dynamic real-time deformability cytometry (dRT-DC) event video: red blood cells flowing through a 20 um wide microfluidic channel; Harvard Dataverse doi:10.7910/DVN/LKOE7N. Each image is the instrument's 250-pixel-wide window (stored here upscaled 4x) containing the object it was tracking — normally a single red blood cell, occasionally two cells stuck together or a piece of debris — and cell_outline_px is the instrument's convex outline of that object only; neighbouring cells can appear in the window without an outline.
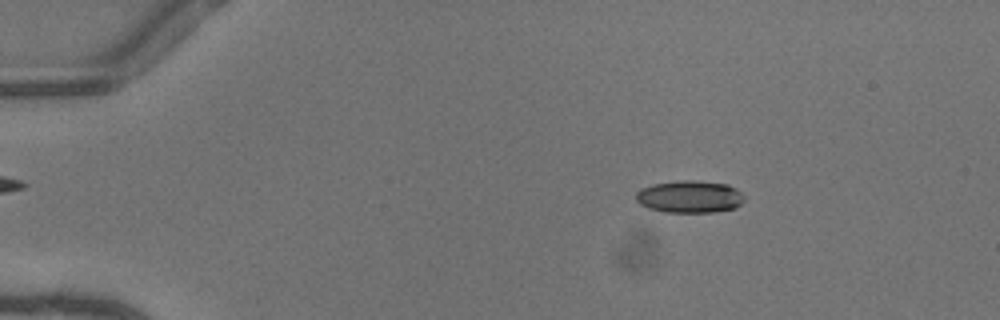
{"species": "common noctule bat (a hibernating species)", "species_latin": "Nyctalus noctula", "temperature_condition": "warm", "stored_images_in_passage": 51, "camera_frame_rate_fps": 3000, "um_per_image_px": 0.085, "animal": {"sex": "female"}, "frame": {"image": 1, "passage_image": 9, "time_ms": 2.667, "image_size_px": [1000, 320], "cell_outline_px": [[744, 200], [736, 208], [716, 212], [664, 212], [648, 208], [640, 204], [636, 200], [636, 192], [640, 188], [652, 184], [680, 180], [696, 180], [728, 184], [736, 188], [744, 196]], "centroid_in_image_um": [58.62, 16.71], "position_along_channel_um": 26.4, "area_um2": 20.63}}
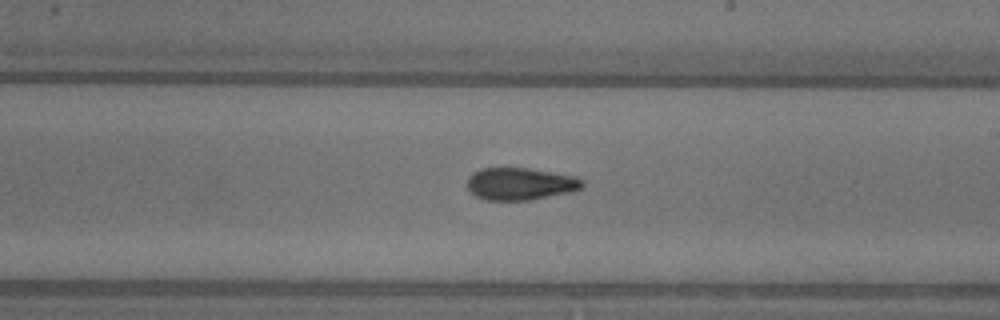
{"frame": {"image": 2, "passage_image": 31, "time_ms": 10.0, "image_size_px": [1000, 320], "cell_outline_px": [[584, 188], [572, 192], [528, 200], [484, 200], [476, 196], [468, 188], [468, 176], [472, 172], [480, 168], [528, 168], [576, 176], [584, 180]], "centroid_in_image_um": [44.25, 15.62], "position_along_channel_um": 244.7, "area_um2": 21.85}}
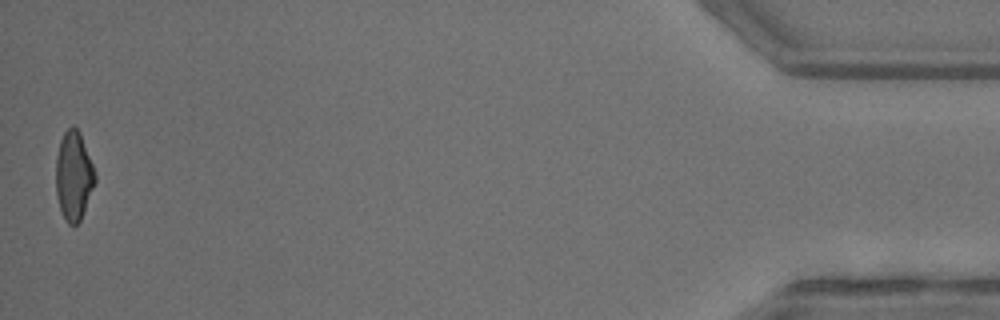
{"frame": {"image": 3, "passage_image": 51, "time_ms": 16.667, "image_size_px": [1000, 320], "cell_outline_px": [[96, 180], [80, 220], [72, 228], [68, 224], [60, 208], [56, 192], [56, 156], [60, 140], [64, 132], [72, 124], [80, 132], [96, 172]], "centroid_in_image_um": [6.26, 14.92], "position_along_channel_um": 428.9, "area_um2": 20.29}, "authors_computed_cell_mechanics": {"area_um2": 21.0392, "velocity_mm_per_s": 4.1241, "shape_relaxation_time_tau1_ms": 6.095, "shape_relaxation_time_tau2_ms": 3.0576, "deformation_change_tau1": 0.1934, "deformation_change_tau2": 0.1089}}